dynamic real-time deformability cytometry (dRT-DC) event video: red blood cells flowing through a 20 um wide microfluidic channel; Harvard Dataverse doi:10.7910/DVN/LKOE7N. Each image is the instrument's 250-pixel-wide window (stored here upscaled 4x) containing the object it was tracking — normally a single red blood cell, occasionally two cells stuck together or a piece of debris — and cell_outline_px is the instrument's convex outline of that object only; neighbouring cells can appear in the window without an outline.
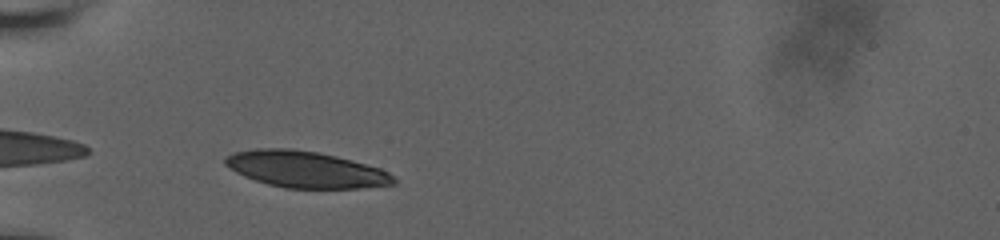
{"species": "human", "species_latin": "Homo sapiens", "temperature_condition": "room temperature", "stored_images_in_passage": 32, "camera_frame_rate_fps": 3000, "um_per_image_px": 0.085, "donor": {"sex": "male"}, "frame": {"image": 1, "passage_image": 2, "time_ms": 0.333, "image_size_px": [1000, 240], "cell_outline_px": [[396, 184], [360, 188], [284, 188], [268, 184], [244, 176], [236, 172], [224, 164], [224, 156], [232, 152], [256, 148], [292, 148], [316, 152], [336, 156], [352, 160], [380, 168], [388, 172], [396, 180]], "centroid_in_image_um": [25.95, 14.39], "position_along_channel_um": 59.1, "area_um2": 35.84}}
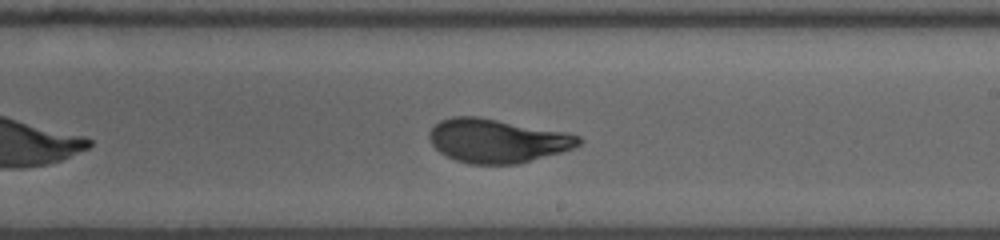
{"frame": {"image": 2, "passage_image": 18, "time_ms": 5.667, "image_size_px": [1000, 240], "cell_outline_px": [[584, 140], [580, 144], [572, 148], [560, 152], [520, 164], [468, 164], [456, 160], [440, 152], [432, 144], [428, 136], [428, 132], [440, 120], [452, 116], [476, 116], [568, 132], [580, 136]], "centroid_in_image_um": [42.27, 11.96], "position_along_channel_um": 246.7, "area_um2": 38.21}}
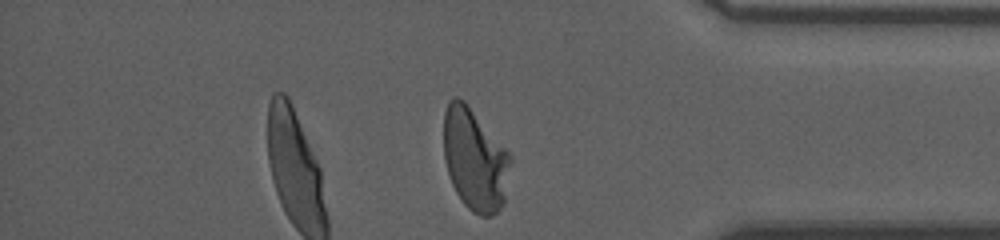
{"frame": {"image": 3, "passage_image": 31, "time_ms": 10.0, "image_size_px": [1000, 240], "cell_outline_px": [[512, 160], [504, 204], [492, 216], [480, 216], [472, 212], [464, 204], [456, 192], [452, 184], [444, 160], [444, 112], [448, 104], [456, 96], [464, 100], [512, 156]], "centroid_in_image_um": [40.37, 13.59], "position_along_channel_um": 394.8, "area_um2": 39.71}, "authors_computed_cell_mechanics": {"area_um2": 38.0613, "velocity_mm_per_s": 3.7834, "shape_relaxation_time_tau1_ms": 5.1021, "shape_relaxation_time_tau2_ms": null, "deformation_change_tau1": 0.2046, "deformation_change_tau2": null}}